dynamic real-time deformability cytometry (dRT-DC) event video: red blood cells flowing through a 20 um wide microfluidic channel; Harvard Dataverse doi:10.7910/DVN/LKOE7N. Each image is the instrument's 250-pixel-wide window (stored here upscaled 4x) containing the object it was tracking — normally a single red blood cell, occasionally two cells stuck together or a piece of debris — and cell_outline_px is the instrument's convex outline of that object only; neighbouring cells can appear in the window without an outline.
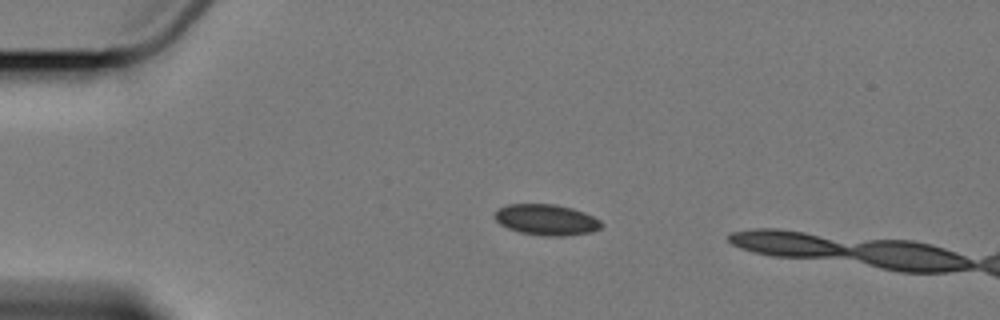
{"species": "Egyptian fruit bat (a non-hibernating species)", "species_latin": "Rousettus aegyptiacus", "temperature_condition": "cold", "stored_images_in_passage": 6, "camera_frame_rate_fps": 3000, "um_per_image_px": 0.085, "animal": {"sex": "female"}, "frame": {"image": 1, "passage_image": 4, "time_ms": 4.667, "image_size_px": [1000, 320], "cell_outline_px": [[604, 224], [600, 228], [592, 232], [564, 236], [544, 236], [520, 232], [508, 228], [500, 224], [496, 220], [496, 212], [500, 208], [508, 204], [556, 204], [572, 208], [584, 212], [600, 220]], "centroid_in_image_um": [46.48, 18.68], "position_along_channel_um": 38.5, "area_um2": 19.13}}